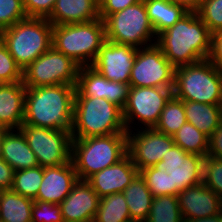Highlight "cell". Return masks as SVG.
Here are the masks:
<instances>
[{
	"instance_id": "obj_28",
	"label": "cell",
	"mask_w": 222,
	"mask_h": 222,
	"mask_svg": "<svg viewBox=\"0 0 222 222\" xmlns=\"http://www.w3.org/2000/svg\"><path fill=\"white\" fill-rule=\"evenodd\" d=\"M130 212L122 192L99 199L98 210L93 222H129Z\"/></svg>"
},
{
	"instance_id": "obj_21",
	"label": "cell",
	"mask_w": 222,
	"mask_h": 222,
	"mask_svg": "<svg viewBox=\"0 0 222 222\" xmlns=\"http://www.w3.org/2000/svg\"><path fill=\"white\" fill-rule=\"evenodd\" d=\"M24 83H3L0 85V124L9 129H20L25 115Z\"/></svg>"
},
{
	"instance_id": "obj_10",
	"label": "cell",
	"mask_w": 222,
	"mask_h": 222,
	"mask_svg": "<svg viewBox=\"0 0 222 222\" xmlns=\"http://www.w3.org/2000/svg\"><path fill=\"white\" fill-rule=\"evenodd\" d=\"M173 89L130 87L128 100L123 109V119L127 132L132 131L133 127L136 131L135 126H132L133 123L137 126L141 124V126H138L139 128H153L158 122L164 106L174 95ZM137 120L136 123L138 124L134 122Z\"/></svg>"
},
{
	"instance_id": "obj_16",
	"label": "cell",
	"mask_w": 222,
	"mask_h": 222,
	"mask_svg": "<svg viewBox=\"0 0 222 222\" xmlns=\"http://www.w3.org/2000/svg\"><path fill=\"white\" fill-rule=\"evenodd\" d=\"M129 90L130 84L109 81L91 65L82 66L78 71L75 96L105 98L123 110Z\"/></svg>"
},
{
	"instance_id": "obj_2",
	"label": "cell",
	"mask_w": 222,
	"mask_h": 222,
	"mask_svg": "<svg viewBox=\"0 0 222 222\" xmlns=\"http://www.w3.org/2000/svg\"><path fill=\"white\" fill-rule=\"evenodd\" d=\"M75 91L73 85L26 87L23 124L71 131Z\"/></svg>"
},
{
	"instance_id": "obj_13",
	"label": "cell",
	"mask_w": 222,
	"mask_h": 222,
	"mask_svg": "<svg viewBox=\"0 0 222 222\" xmlns=\"http://www.w3.org/2000/svg\"><path fill=\"white\" fill-rule=\"evenodd\" d=\"M174 144L172 136L154 128H138L136 133L133 130L127 132V153L138 171L157 164Z\"/></svg>"
},
{
	"instance_id": "obj_6",
	"label": "cell",
	"mask_w": 222,
	"mask_h": 222,
	"mask_svg": "<svg viewBox=\"0 0 222 222\" xmlns=\"http://www.w3.org/2000/svg\"><path fill=\"white\" fill-rule=\"evenodd\" d=\"M52 28L47 18L27 17L0 31V39L24 70L52 47Z\"/></svg>"
},
{
	"instance_id": "obj_41",
	"label": "cell",
	"mask_w": 222,
	"mask_h": 222,
	"mask_svg": "<svg viewBox=\"0 0 222 222\" xmlns=\"http://www.w3.org/2000/svg\"><path fill=\"white\" fill-rule=\"evenodd\" d=\"M208 60L222 73V30L212 33Z\"/></svg>"
},
{
	"instance_id": "obj_42",
	"label": "cell",
	"mask_w": 222,
	"mask_h": 222,
	"mask_svg": "<svg viewBox=\"0 0 222 222\" xmlns=\"http://www.w3.org/2000/svg\"><path fill=\"white\" fill-rule=\"evenodd\" d=\"M207 155L222 159V120L218 128L209 137V150Z\"/></svg>"
},
{
	"instance_id": "obj_14",
	"label": "cell",
	"mask_w": 222,
	"mask_h": 222,
	"mask_svg": "<svg viewBox=\"0 0 222 222\" xmlns=\"http://www.w3.org/2000/svg\"><path fill=\"white\" fill-rule=\"evenodd\" d=\"M204 159L205 157L189 154L174 144L154 166L167 170L172 187H176L177 196L186 188L202 183Z\"/></svg>"
},
{
	"instance_id": "obj_45",
	"label": "cell",
	"mask_w": 222,
	"mask_h": 222,
	"mask_svg": "<svg viewBox=\"0 0 222 222\" xmlns=\"http://www.w3.org/2000/svg\"><path fill=\"white\" fill-rule=\"evenodd\" d=\"M184 222H221V212L218 215L196 218V219H186Z\"/></svg>"
},
{
	"instance_id": "obj_39",
	"label": "cell",
	"mask_w": 222,
	"mask_h": 222,
	"mask_svg": "<svg viewBox=\"0 0 222 222\" xmlns=\"http://www.w3.org/2000/svg\"><path fill=\"white\" fill-rule=\"evenodd\" d=\"M27 17L47 18L53 10L56 0H22Z\"/></svg>"
},
{
	"instance_id": "obj_27",
	"label": "cell",
	"mask_w": 222,
	"mask_h": 222,
	"mask_svg": "<svg viewBox=\"0 0 222 222\" xmlns=\"http://www.w3.org/2000/svg\"><path fill=\"white\" fill-rule=\"evenodd\" d=\"M33 203L11 189L0 190V222H32Z\"/></svg>"
},
{
	"instance_id": "obj_33",
	"label": "cell",
	"mask_w": 222,
	"mask_h": 222,
	"mask_svg": "<svg viewBox=\"0 0 222 222\" xmlns=\"http://www.w3.org/2000/svg\"><path fill=\"white\" fill-rule=\"evenodd\" d=\"M139 174L145 180L154 197L163 195L176 196V187H172L170 174L167 173L165 168L150 166L140 170Z\"/></svg>"
},
{
	"instance_id": "obj_29",
	"label": "cell",
	"mask_w": 222,
	"mask_h": 222,
	"mask_svg": "<svg viewBox=\"0 0 222 222\" xmlns=\"http://www.w3.org/2000/svg\"><path fill=\"white\" fill-rule=\"evenodd\" d=\"M176 145L189 154L207 156L209 150V137L199 131L189 122L172 136Z\"/></svg>"
},
{
	"instance_id": "obj_40",
	"label": "cell",
	"mask_w": 222,
	"mask_h": 222,
	"mask_svg": "<svg viewBox=\"0 0 222 222\" xmlns=\"http://www.w3.org/2000/svg\"><path fill=\"white\" fill-rule=\"evenodd\" d=\"M140 0H98L99 18L103 21L111 14L121 11Z\"/></svg>"
},
{
	"instance_id": "obj_46",
	"label": "cell",
	"mask_w": 222,
	"mask_h": 222,
	"mask_svg": "<svg viewBox=\"0 0 222 222\" xmlns=\"http://www.w3.org/2000/svg\"><path fill=\"white\" fill-rule=\"evenodd\" d=\"M7 130L8 129L5 126L0 124V146H1L3 135L7 132Z\"/></svg>"
},
{
	"instance_id": "obj_43",
	"label": "cell",
	"mask_w": 222,
	"mask_h": 222,
	"mask_svg": "<svg viewBox=\"0 0 222 222\" xmlns=\"http://www.w3.org/2000/svg\"><path fill=\"white\" fill-rule=\"evenodd\" d=\"M14 170L0 157V190H9L12 188Z\"/></svg>"
},
{
	"instance_id": "obj_34",
	"label": "cell",
	"mask_w": 222,
	"mask_h": 222,
	"mask_svg": "<svg viewBox=\"0 0 222 222\" xmlns=\"http://www.w3.org/2000/svg\"><path fill=\"white\" fill-rule=\"evenodd\" d=\"M202 183L222 199V159L209 155L205 157Z\"/></svg>"
},
{
	"instance_id": "obj_20",
	"label": "cell",
	"mask_w": 222,
	"mask_h": 222,
	"mask_svg": "<svg viewBox=\"0 0 222 222\" xmlns=\"http://www.w3.org/2000/svg\"><path fill=\"white\" fill-rule=\"evenodd\" d=\"M78 180L72 161L43 167V179L35 200L60 204Z\"/></svg>"
},
{
	"instance_id": "obj_15",
	"label": "cell",
	"mask_w": 222,
	"mask_h": 222,
	"mask_svg": "<svg viewBox=\"0 0 222 222\" xmlns=\"http://www.w3.org/2000/svg\"><path fill=\"white\" fill-rule=\"evenodd\" d=\"M138 48L105 41L91 65L107 80L130 84V73Z\"/></svg>"
},
{
	"instance_id": "obj_23",
	"label": "cell",
	"mask_w": 222,
	"mask_h": 222,
	"mask_svg": "<svg viewBox=\"0 0 222 222\" xmlns=\"http://www.w3.org/2000/svg\"><path fill=\"white\" fill-rule=\"evenodd\" d=\"M99 19L98 0H56L47 20L53 25L86 23Z\"/></svg>"
},
{
	"instance_id": "obj_17",
	"label": "cell",
	"mask_w": 222,
	"mask_h": 222,
	"mask_svg": "<svg viewBox=\"0 0 222 222\" xmlns=\"http://www.w3.org/2000/svg\"><path fill=\"white\" fill-rule=\"evenodd\" d=\"M139 174L130 155L127 153L117 163L90 176L86 181L99 198L123 192Z\"/></svg>"
},
{
	"instance_id": "obj_18",
	"label": "cell",
	"mask_w": 222,
	"mask_h": 222,
	"mask_svg": "<svg viewBox=\"0 0 222 222\" xmlns=\"http://www.w3.org/2000/svg\"><path fill=\"white\" fill-rule=\"evenodd\" d=\"M99 199L86 180H78L59 204L64 222H93Z\"/></svg>"
},
{
	"instance_id": "obj_36",
	"label": "cell",
	"mask_w": 222,
	"mask_h": 222,
	"mask_svg": "<svg viewBox=\"0 0 222 222\" xmlns=\"http://www.w3.org/2000/svg\"><path fill=\"white\" fill-rule=\"evenodd\" d=\"M26 18L22 0H0V31Z\"/></svg>"
},
{
	"instance_id": "obj_26",
	"label": "cell",
	"mask_w": 222,
	"mask_h": 222,
	"mask_svg": "<svg viewBox=\"0 0 222 222\" xmlns=\"http://www.w3.org/2000/svg\"><path fill=\"white\" fill-rule=\"evenodd\" d=\"M144 4L156 36L172 27L187 13L182 6L170 0H144Z\"/></svg>"
},
{
	"instance_id": "obj_31",
	"label": "cell",
	"mask_w": 222,
	"mask_h": 222,
	"mask_svg": "<svg viewBox=\"0 0 222 222\" xmlns=\"http://www.w3.org/2000/svg\"><path fill=\"white\" fill-rule=\"evenodd\" d=\"M145 222H184L177 196L154 197Z\"/></svg>"
},
{
	"instance_id": "obj_12",
	"label": "cell",
	"mask_w": 222,
	"mask_h": 222,
	"mask_svg": "<svg viewBox=\"0 0 222 222\" xmlns=\"http://www.w3.org/2000/svg\"><path fill=\"white\" fill-rule=\"evenodd\" d=\"M175 67L153 44L138 48L130 73V87L174 88Z\"/></svg>"
},
{
	"instance_id": "obj_25",
	"label": "cell",
	"mask_w": 222,
	"mask_h": 222,
	"mask_svg": "<svg viewBox=\"0 0 222 222\" xmlns=\"http://www.w3.org/2000/svg\"><path fill=\"white\" fill-rule=\"evenodd\" d=\"M122 193L128 205L131 220L145 222L154 196L141 175L138 174Z\"/></svg>"
},
{
	"instance_id": "obj_38",
	"label": "cell",
	"mask_w": 222,
	"mask_h": 222,
	"mask_svg": "<svg viewBox=\"0 0 222 222\" xmlns=\"http://www.w3.org/2000/svg\"><path fill=\"white\" fill-rule=\"evenodd\" d=\"M32 222H64L59 204L34 200Z\"/></svg>"
},
{
	"instance_id": "obj_5",
	"label": "cell",
	"mask_w": 222,
	"mask_h": 222,
	"mask_svg": "<svg viewBox=\"0 0 222 222\" xmlns=\"http://www.w3.org/2000/svg\"><path fill=\"white\" fill-rule=\"evenodd\" d=\"M105 41V23L101 18L52 28V46L80 67L93 64Z\"/></svg>"
},
{
	"instance_id": "obj_30",
	"label": "cell",
	"mask_w": 222,
	"mask_h": 222,
	"mask_svg": "<svg viewBox=\"0 0 222 222\" xmlns=\"http://www.w3.org/2000/svg\"><path fill=\"white\" fill-rule=\"evenodd\" d=\"M186 122L184 102L173 95L164 106L161 116L153 128L173 136Z\"/></svg>"
},
{
	"instance_id": "obj_11",
	"label": "cell",
	"mask_w": 222,
	"mask_h": 222,
	"mask_svg": "<svg viewBox=\"0 0 222 222\" xmlns=\"http://www.w3.org/2000/svg\"><path fill=\"white\" fill-rule=\"evenodd\" d=\"M20 130L36 155L39 166H60L71 161V131L22 124Z\"/></svg>"
},
{
	"instance_id": "obj_3",
	"label": "cell",
	"mask_w": 222,
	"mask_h": 222,
	"mask_svg": "<svg viewBox=\"0 0 222 222\" xmlns=\"http://www.w3.org/2000/svg\"><path fill=\"white\" fill-rule=\"evenodd\" d=\"M127 154V133L72 138L71 161L79 180L112 166Z\"/></svg>"
},
{
	"instance_id": "obj_4",
	"label": "cell",
	"mask_w": 222,
	"mask_h": 222,
	"mask_svg": "<svg viewBox=\"0 0 222 222\" xmlns=\"http://www.w3.org/2000/svg\"><path fill=\"white\" fill-rule=\"evenodd\" d=\"M127 133L123 110L105 98L74 96L72 138Z\"/></svg>"
},
{
	"instance_id": "obj_1",
	"label": "cell",
	"mask_w": 222,
	"mask_h": 222,
	"mask_svg": "<svg viewBox=\"0 0 222 222\" xmlns=\"http://www.w3.org/2000/svg\"><path fill=\"white\" fill-rule=\"evenodd\" d=\"M212 33L197 12H187L157 36V45L175 67L208 59Z\"/></svg>"
},
{
	"instance_id": "obj_8",
	"label": "cell",
	"mask_w": 222,
	"mask_h": 222,
	"mask_svg": "<svg viewBox=\"0 0 222 222\" xmlns=\"http://www.w3.org/2000/svg\"><path fill=\"white\" fill-rule=\"evenodd\" d=\"M104 23L107 41L136 48L157 43V36L148 17L144 0L109 15Z\"/></svg>"
},
{
	"instance_id": "obj_19",
	"label": "cell",
	"mask_w": 222,
	"mask_h": 222,
	"mask_svg": "<svg viewBox=\"0 0 222 222\" xmlns=\"http://www.w3.org/2000/svg\"><path fill=\"white\" fill-rule=\"evenodd\" d=\"M177 198L184 220L218 215L222 210V199L203 183L179 192Z\"/></svg>"
},
{
	"instance_id": "obj_32",
	"label": "cell",
	"mask_w": 222,
	"mask_h": 222,
	"mask_svg": "<svg viewBox=\"0 0 222 222\" xmlns=\"http://www.w3.org/2000/svg\"><path fill=\"white\" fill-rule=\"evenodd\" d=\"M42 179V166L15 171L11 190L24 197L35 200Z\"/></svg>"
},
{
	"instance_id": "obj_9",
	"label": "cell",
	"mask_w": 222,
	"mask_h": 222,
	"mask_svg": "<svg viewBox=\"0 0 222 222\" xmlns=\"http://www.w3.org/2000/svg\"><path fill=\"white\" fill-rule=\"evenodd\" d=\"M80 66L53 46L22 70V82L36 88L52 85L76 87Z\"/></svg>"
},
{
	"instance_id": "obj_7",
	"label": "cell",
	"mask_w": 222,
	"mask_h": 222,
	"mask_svg": "<svg viewBox=\"0 0 222 222\" xmlns=\"http://www.w3.org/2000/svg\"><path fill=\"white\" fill-rule=\"evenodd\" d=\"M173 94L180 100L222 104V73L208 59L179 66Z\"/></svg>"
},
{
	"instance_id": "obj_44",
	"label": "cell",
	"mask_w": 222,
	"mask_h": 222,
	"mask_svg": "<svg viewBox=\"0 0 222 222\" xmlns=\"http://www.w3.org/2000/svg\"><path fill=\"white\" fill-rule=\"evenodd\" d=\"M171 2L182 6L187 12H197L203 0H170Z\"/></svg>"
},
{
	"instance_id": "obj_35",
	"label": "cell",
	"mask_w": 222,
	"mask_h": 222,
	"mask_svg": "<svg viewBox=\"0 0 222 222\" xmlns=\"http://www.w3.org/2000/svg\"><path fill=\"white\" fill-rule=\"evenodd\" d=\"M197 13L211 33L222 30V0H203Z\"/></svg>"
},
{
	"instance_id": "obj_22",
	"label": "cell",
	"mask_w": 222,
	"mask_h": 222,
	"mask_svg": "<svg viewBox=\"0 0 222 222\" xmlns=\"http://www.w3.org/2000/svg\"><path fill=\"white\" fill-rule=\"evenodd\" d=\"M0 157L14 171L39 166L36 155L29 147L26 137L20 129H9L3 135L0 146Z\"/></svg>"
},
{
	"instance_id": "obj_37",
	"label": "cell",
	"mask_w": 222,
	"mask_h": 222,
	"mask_svg": "<svg viewBox=\"0 0 222 222\" xmlns=\"http://www.w3.org/2000/svg\"><path fill=\"white\" fill-rule=\"evenodd\" d=\"M22 81V69L16 64L5 44L0 39V82L17 83Z\"/></svg>"
},
{
	"instance_id": "obj_24",
	"label": "cell",
	"mask_w": 222,
	"mask_h": 222,
	"mask_svg": "<svg viewBox=\"0 0 222 222\" xmlns=\"http://www.w3.org/2000/svg\"><path fill=\"white\" fill-rule=\"evenodd\" d=\"M187 122L210 137L222 120V104H205L183 100Z\"/></svg>"
}]
</instances>
